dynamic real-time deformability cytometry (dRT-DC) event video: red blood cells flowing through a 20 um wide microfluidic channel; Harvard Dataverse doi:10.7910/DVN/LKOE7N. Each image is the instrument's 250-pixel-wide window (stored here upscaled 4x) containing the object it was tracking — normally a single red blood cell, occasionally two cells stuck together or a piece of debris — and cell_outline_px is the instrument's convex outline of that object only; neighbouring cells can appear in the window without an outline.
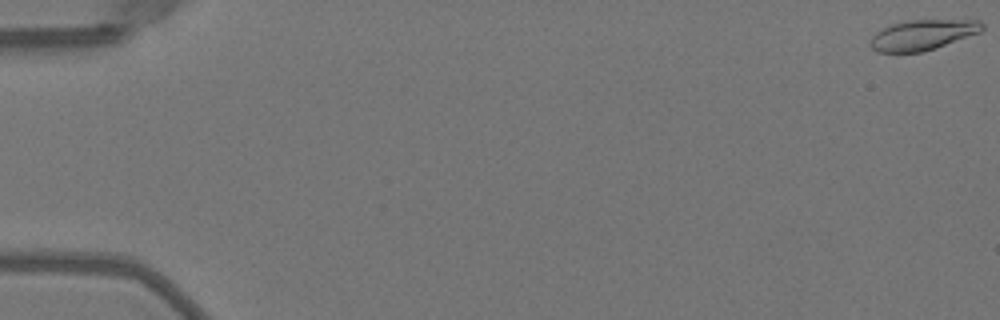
{"species": "Egyptian fruit bat (a non-hibernating species)", "species_latin": "Rousettus aegyptiacus", "temperature_condition": "warm", "stored_images_in_passage": 52, "camera_frame_rate_fps": 3000, "um_per_image_px": 0.085, "animal": {"sex": "female"}, "frame": {"image": 1, "passage_image": 1, "time_ms": 0.0, "image_size_px": [1000, 320], "cell_outline_px": [[984, 28], [980, 32], [936, 48], [920, 52], [876, 52], [868, 44], [868, 40], [876, 32], [892, 24], [912, 20], [980, 20], [984, 24]], "centroid_in_image_um": [78.41, 2.97], "position_along_channel_um": 6.6, "area_um2": 19.71}}
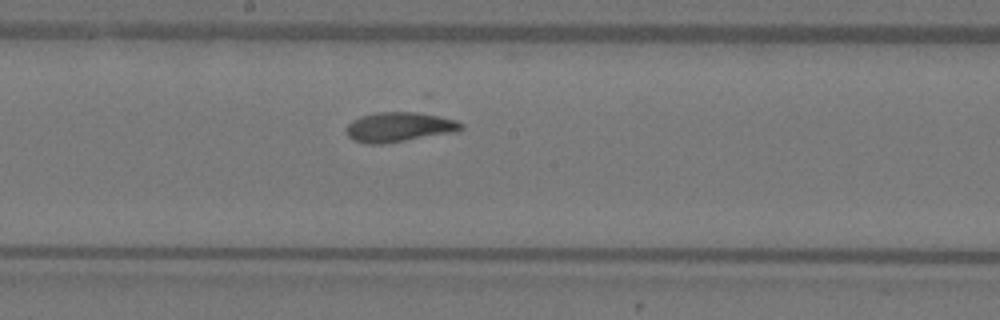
{"frame": {"image": 2, "passage_image": 29, "time_ms": 9.333, "image_size_px": [1000, 320], "cell_outline_px": [[464, 128], [456, 132], [380, 144], [368, 144], [352, 140], [348, 136], [348, 124], [352, 120], [360, 116], [376, 112], [416, 112], [456, 120], [464, 124]], "centroid_in_image_um": [33.93, 10.8], "position_along_channel_um": 214.3, "area_um2": 19.71}}
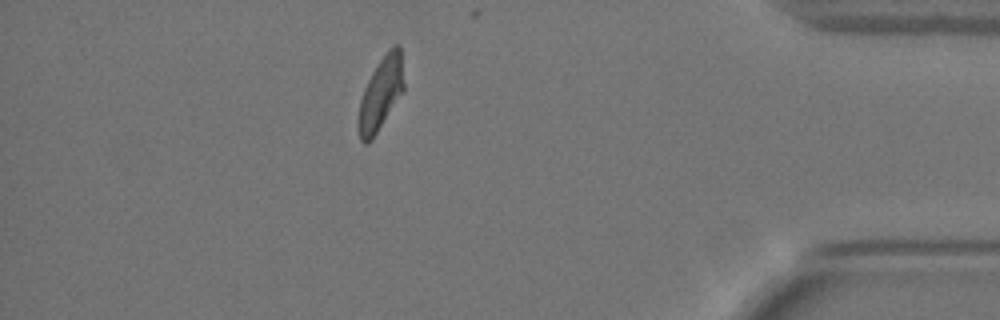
{"frame": {"image": 3, "passage_image": 46, "time_ms": 15.0, "image_size_px": [1000, 320], "cell_outline_px": [[404, 92], [372, 140], [368, 144], [364, 144], [360, 140], [356, 124], [356, 120], [360, 100], [364, 88], [372, 72], [380, 60], [396, 44], [400, 44], [404, 84]], "centroid_in_image_um": [32.34, 8.05], "position_along_channel_um": 402.9, "area_um2": 19.54}, "authors_computed_cell_mechanics": {"area_um2": 19.5653, "velocity_mm_per_s": 4.0191, "shape_relaxation_time_tau1_ms": 4.6745, "shape_relaxation_time_tau2_ms": 1.4031, "deformation_change_tau1": 0.1678, "deformation_change_tau2": 0.0744}}